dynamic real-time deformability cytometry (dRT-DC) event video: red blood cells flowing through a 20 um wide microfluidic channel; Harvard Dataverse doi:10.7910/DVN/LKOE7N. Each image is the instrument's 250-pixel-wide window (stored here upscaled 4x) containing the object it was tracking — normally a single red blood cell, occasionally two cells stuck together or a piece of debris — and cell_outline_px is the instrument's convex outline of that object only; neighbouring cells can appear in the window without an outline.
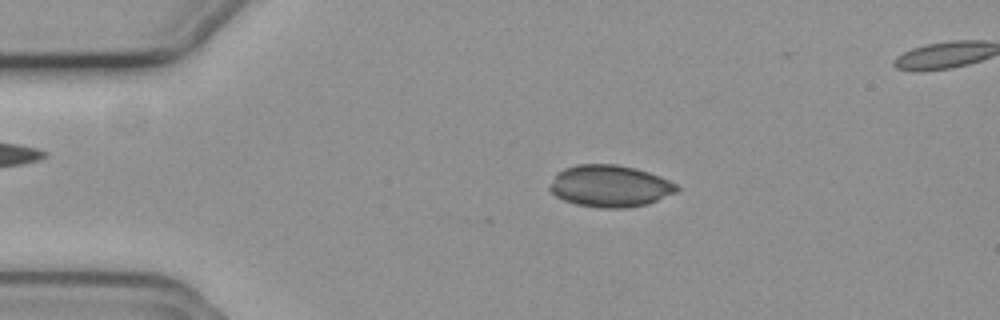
{"species": "common noctule bat (a hibernating species)", "species_latin": "Nyctalus noctula", "temperature_condition": "cold", "stored_images_in_passage": 40, "camera_frame_rate_fps": 3000, "um_per_image_px": 0.085, "animal": {"sex": "female", "body_mass_g": 19.3, "forearm_length_mm": 54.1}, "frame": {"image": 1, "passage_image": 11, "time_ms": 3.333, "image_size_px": [1000, 320], "cell_outline_px": [[680, 188], [676, 192], [648, 204], [628, 208], [600, 208], [576, 204], [564, 200], [556, 196], [548, 188], [556, 172], [564, 168], [576, 164], [616, 164], [636, 168], [660, 176], [676, 184]], "centroid_in_image_um": [51.83, 15.81], "position_along_channel_um": 33.2, "area_um2": 31.15}}
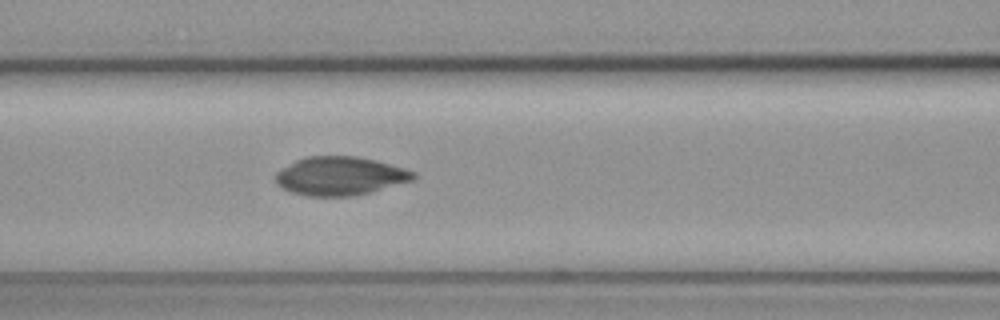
{"frame": {"image": 2, "passage_image": 23, "time_ms": 7.333, "image_size_px": [1000, 320], "cell_outline_px": [[416, 176], [412, 180], [372, 192], [356, 196], [308, 196], [292, 192], [276, 184], [276, 172], [296, 160], [308, 156], [356, 156], [376, 160], [404, 168], [416, 172]], "centroid_in_image_um": [28.92, 14.96], "position_along_channel_um": 137.7, "area_um2": 30.92}}
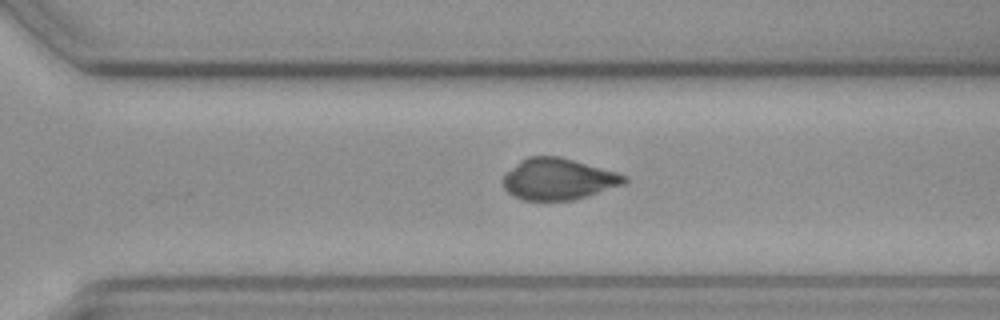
{"frame": {"image": 3, "passage_image": 38, "time_ms": 12.333, "image_size_px": [1000, 320], "cell_outline_px": [[628, 184], [588, 196], [572, 200], [524, 200], [512, 196], [504, 188], [500, 180], [504, 172], [520, 160], [528, 156], [560, 156], [616, 172], [628, 176]], "centroid_in_image_um": [47.44, 15.22], "position_along_channel_um": 323.2, "area_um2": 29.82}}